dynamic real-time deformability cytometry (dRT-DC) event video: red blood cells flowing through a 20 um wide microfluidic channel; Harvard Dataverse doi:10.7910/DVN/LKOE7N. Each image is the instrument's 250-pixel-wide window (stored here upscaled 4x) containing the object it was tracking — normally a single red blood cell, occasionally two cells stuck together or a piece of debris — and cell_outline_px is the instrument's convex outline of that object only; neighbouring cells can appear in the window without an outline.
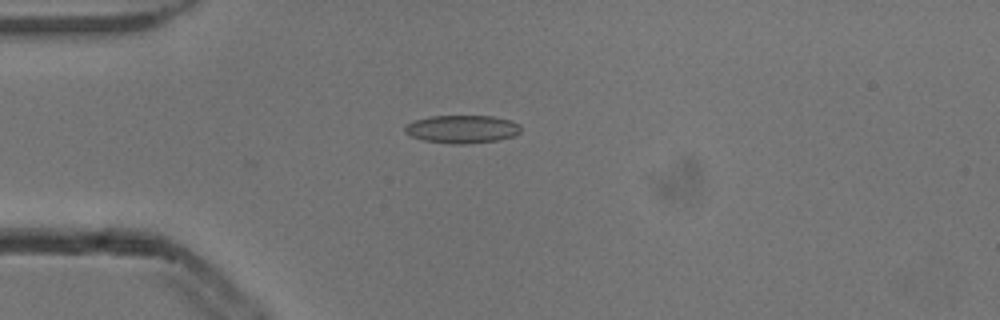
{"species": "common noctule bat (a hibernating species)", "species_latin": "Nyctalus noctula", "temperature_condition": "cold", "stored_images_in_passage": 3, "camera_frame_rate_fps": 3000, "um_per_image_px": 0.085, "animal": {"sex": "male", "body_mass_g": 13.3}, "frame": {"image": 1, "passage_image": 3, "time_ms": 0.667, "image_size_px": [1000, 320], "cell_outline_px": [[520, 132], [512, 136], [496, 140], [464, 144], [452, 144], [424, 140], [412, 136], [404, 132], [404, 128], [408, 124], [416, 120], [432, 116], [492, 116], [512, 120], [520, 124]], "centroid_in_image_um": [39.3, 10.97], "position_along_channel_um": 45.7, "area_um2": 18.73}}